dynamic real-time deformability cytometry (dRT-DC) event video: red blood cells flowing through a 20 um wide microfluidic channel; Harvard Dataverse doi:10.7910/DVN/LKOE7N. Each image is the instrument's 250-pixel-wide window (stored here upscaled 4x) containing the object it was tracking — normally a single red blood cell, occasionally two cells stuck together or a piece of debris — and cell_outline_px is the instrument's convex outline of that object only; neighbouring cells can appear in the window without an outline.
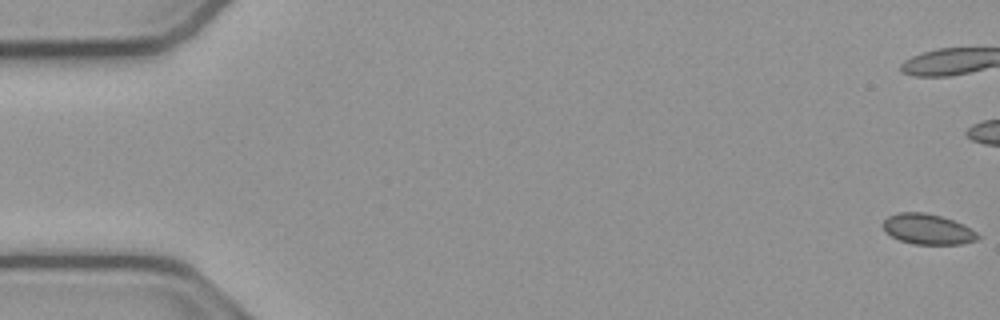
{"species": "common noctule bat (a hibernating species)", "species_latin": "Nyctalus noctula", "temperature_condition": "cold", "stored_images_in_passage": 55, "camera_frame_rate_fps": 3000, "um_per_image_px": 0.085, "animal": {"sex": "male", "body_mass_g": 23.1, "forearm_length_mm": 52.7}, "frame": {"image": 1, "passage_image": 1, "time_ms": 0.0, "image_size_px": [1000, 320], "cell_outline_px": [[980, 236], [976, 240], [960, 244], [912, 244], [900, 240], [884, 232], [880, 224], [888, 216], [900, 212], [924, 212], [940, 216], [964, 224], [976, 232]], "centroid_in_image_um": [78.81, 19.48], "position_along_channel_um": 6.2, "area_um2": 16.88}, "authors_computed_cell_mechanics": {"area_um2": 16.6464, "velocity_mm_per_s": 3.8237, "shape_relaxation_time_tau1_ms": null, "shape_relaxation_time_tau2_ms": 4.9239, "deformation_change_tau1": null, "deformation_change_tau2": 0.077}}